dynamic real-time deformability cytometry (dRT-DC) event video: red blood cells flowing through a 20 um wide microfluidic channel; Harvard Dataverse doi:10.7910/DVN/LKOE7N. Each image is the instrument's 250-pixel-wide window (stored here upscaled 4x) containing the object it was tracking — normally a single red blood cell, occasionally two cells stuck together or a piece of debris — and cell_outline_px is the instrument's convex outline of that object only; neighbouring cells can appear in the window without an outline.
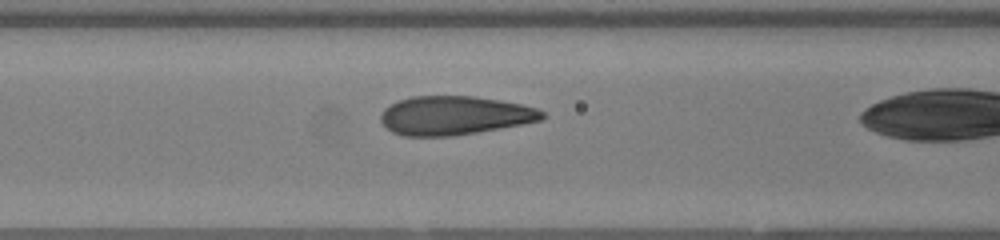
{"species": "human", "species_latin": "Homo sapiens", "temperature_condition": "warm", "stored_images_in_passage": 33, "camera_frame_rate_fps": 3000, "um_per_image_px": 0.085, "donor": {"sex": "female"}, "frame": {"image": 1, "passage_image": 14, "time_ms": 4.333, "image_size_px": [1000, 240], "cell_outline_px": [[548, 116], [540, 120], [500, 128], [452, 136], [404, 136], [392, 132], [380, 120], [380, 116], [384, 108], [396, 100], [412, 96], [476, 96], [500, 100], [520, 104], [536, 108], [544, 112]], "centroid_in_image_um": [38.61, 9.8], "position_along_channel_um": 128.0, "area_um2": 36.53}}
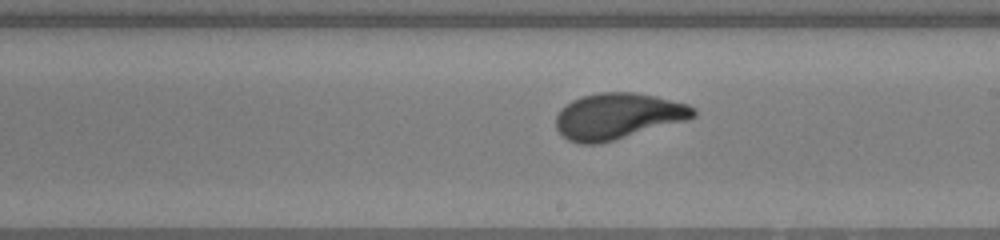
{"frame": {"image": 2, "passage_image": 22, "time_ms": 7.0, "image_size_px": [1000, 240], "cell_outline_px": [[696, 116], [684, 120], [600, 144], [580, 144], [568, 140], [556, 128], [556, 116], [560, 108], [572, 100], [584, 96], [600, 92], [632, 92], [656, 96], [688, 104], [696, 108]], "centroid_in_image_um": [52.49, 9.87], "position_along_channel_um": 236.5, "area_um2": 36.65}}
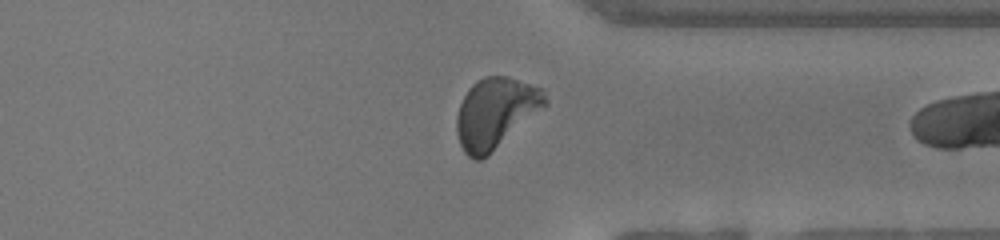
{"frame": {"image": 3, "passage_image": 32, "time_ms": 10.333, "image_size_px": [1000, 240], "cell_outline_px": [[548, 104], [544, 108], [488, 156], [480, 160], [472, 160], [464, 152], [460, 144], [456, 132], [456, 116], [460, 104], [468, 88], [472, 84], [484, 76], [508, 76], [540, 88], [548, 100]], "centroid_in_image_um": [42.11, 9.62], "position_along_channel_um": 369.3, "area_um2": 36.41}}